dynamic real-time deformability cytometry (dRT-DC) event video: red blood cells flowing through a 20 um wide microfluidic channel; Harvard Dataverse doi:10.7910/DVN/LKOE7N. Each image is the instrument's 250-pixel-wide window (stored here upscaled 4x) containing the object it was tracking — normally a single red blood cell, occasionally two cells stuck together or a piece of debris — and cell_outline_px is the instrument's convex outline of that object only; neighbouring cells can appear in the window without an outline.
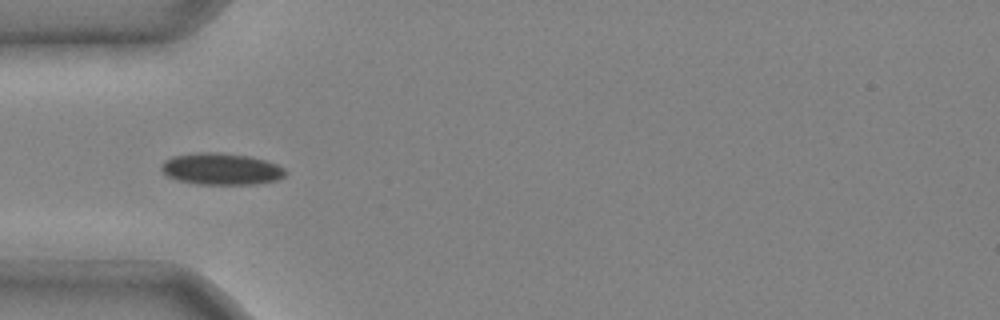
{"species": "common noctule bat (a hibernating species)", "species_latin": "Nyctalus noctula", "temperature_condition": "cold", "stored_images_in_passage": 5, "camera_frame_rate_fps": 3000, "um_per_image_px": 0.085, "animal": {"sex": "male", "body_mass_g": 20.4}, "frame": {"image": 1, "passage_image": 5, "time_ms": 1.333, "image_size_px": [1000, 320], "cell_outline_px": [[288, 172], [284, 176], [276, 180], [252, 184], [196, 184], [176, 180], [168, 176], [160, 168], [160, 164], [164, 160], [172, 156], [196, 152], [220, 152], [248, 156], [264, 160], [276, 164], [284, 168]], "centroid_in_image_um": [18.76, 14.35], "position_along_channel_um": 66.2, "area_um2": 23.0}}